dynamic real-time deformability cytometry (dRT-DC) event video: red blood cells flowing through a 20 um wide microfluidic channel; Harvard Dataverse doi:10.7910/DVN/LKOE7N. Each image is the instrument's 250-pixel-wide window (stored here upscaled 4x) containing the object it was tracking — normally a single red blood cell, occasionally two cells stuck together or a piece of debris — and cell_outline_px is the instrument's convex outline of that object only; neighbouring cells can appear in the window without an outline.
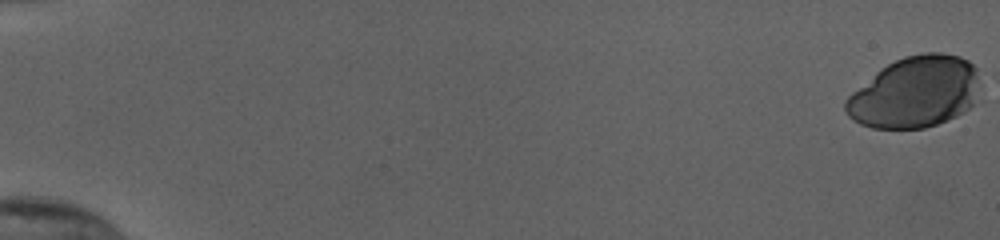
{"species": "human", "species_latin": "Homo sapiens", "temperature_condition": "cold", "stored_images_in_passage": 52, "camera_frame_rate_fps": 3000, "um_per_image_px": 0.085, "donor": {"sex": "female"}, "frame": {"image": 1, "passage_image": 1, "time_ms": 0.0, "image_size_px": [1000, 240], "cell_outline_px": [[984, 100], [964, 112], [948, 120], [924, 128], [872, 128], [860, 124], [848, 116], [844, 108], [844, 100], [852, 92], [880, 68], [904, 56], [924, 52], [940, 52], [960, 56], [968, 60], [976, 68], [980, 76]], "centroid_in_image_um": [77.88, 7.83], "position_along_channel_um": 7.1, "area_um2": 57.11}}
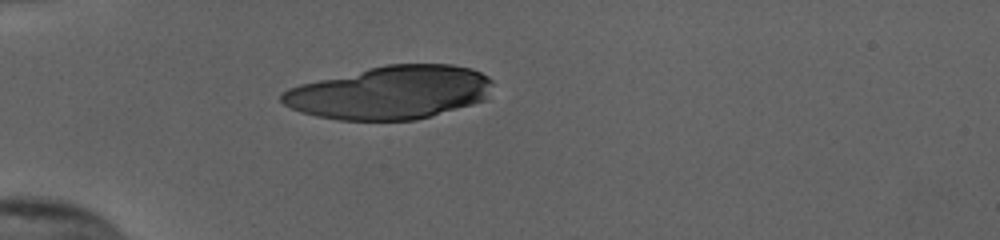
{"frame": {"image": 2, "passage_image": 19, "time_ms": 6.0, "image_size_px": [1000, 240], "cell_outline_px": [[492, 84], [488, 100], [416, 120], [340, 120], [316, 116], [300, 112], [284, 104], [280, 100], [280, 92], [288, 88], [300, 84], [388, 64], [452, 64], [472, 68], [488, 76], [492, 80]], "centroid_in_image_um": [33.21, 7.87], "position_along_channel_um": 51.8, "area_um2": 65.43}}